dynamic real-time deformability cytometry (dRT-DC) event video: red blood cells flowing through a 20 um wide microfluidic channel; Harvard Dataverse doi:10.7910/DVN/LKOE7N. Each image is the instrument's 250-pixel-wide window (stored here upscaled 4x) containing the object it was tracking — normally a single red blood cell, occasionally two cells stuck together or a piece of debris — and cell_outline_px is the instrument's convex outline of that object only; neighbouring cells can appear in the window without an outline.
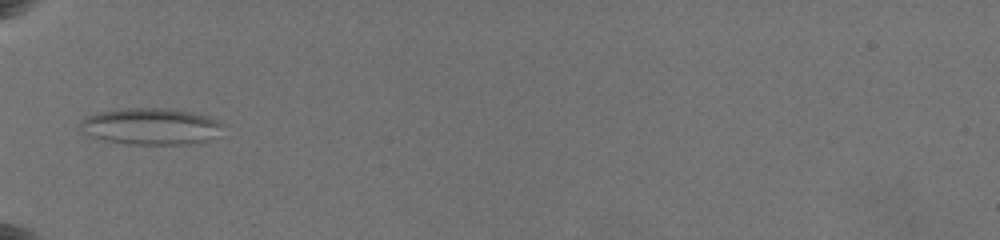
{"species": "common noctule bat (a hibernating species)", "species_latin": "Nyctalus noctula", "temperature_condition": "warm", "stored_images_in_passage": 2, "camera_frame_rate_fps": 3000, "um_per_image_px": 0.085, "animal": {"sex": "female", "body_mass_g": 19.5, "forearm_length_mm": 54.1}, "frame": {"image": 1, "passage_image": 1, "time_ms": 0.0, "image_size_px": [1000, 240], "cell_outline_px": [[224, 124], [220, 136], [208, 140], [192, 144], [128, 144], [96, 140], [88, 136], [84, 132], [80, 124], [80, 120], [96, 112], [120, 108], [168, 108], [192, 112], [220, 120]], "centroid_in_image_um": [12.83, 10.75], "position_along_channel_um": 72.2, "area_um2": 31.1}}